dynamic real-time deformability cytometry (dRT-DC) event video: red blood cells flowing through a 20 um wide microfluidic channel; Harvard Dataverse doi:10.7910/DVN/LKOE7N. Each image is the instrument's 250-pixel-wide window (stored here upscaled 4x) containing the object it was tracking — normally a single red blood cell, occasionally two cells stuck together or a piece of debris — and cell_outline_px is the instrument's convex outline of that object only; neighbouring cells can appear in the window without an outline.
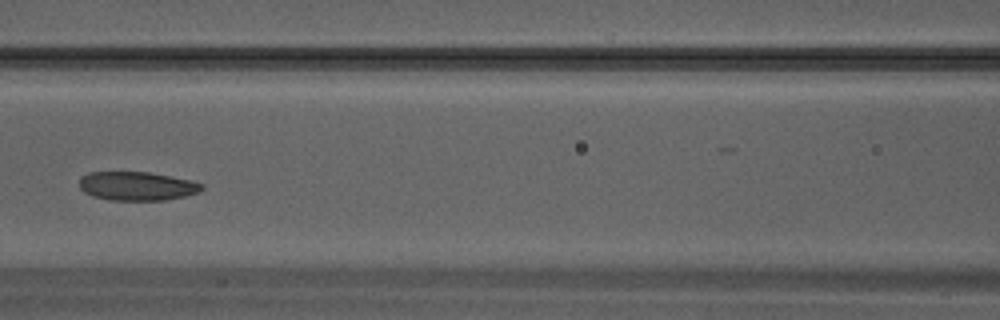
{"species": "Egyptian fruit bat (a non-hibernating species)", "species_latin": "Rousettus aegyptiacus", "temperature_condition": "warm", "stored_images_in_passage": 32, "camera_frame_rate_fps": 3000, "um_per_image_px": 0.085, "animal": {"sex": "male"}, "frame": {"image": 1, "passage_image": 14, "time_ms": 4.333, "image_size_px": [1000, 320], "cell_outline_px": [[204, 188], [200, 192], [184, 196], [164, 200], [108, 200], [92, 196], [84, 192], [80, 188], [80, 180], [88, 172], [148, 172], [188, 180], [204, 184]], "centroid_in_image_um": [11.64, 15.82], "position_along_channel_um": 155.0, "area_um2": 20.4}}
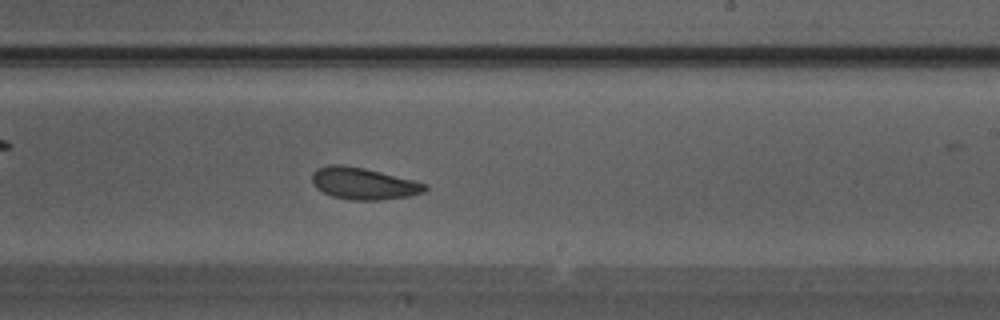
{"frame": {"image": 2, "passage_image": 19, "time_ms": 6.0, "image_size_px": [1000, 320], "cell_outline_px": [[428, 188], [424, 192], [408, 196], [380, 200], [352, 200], [332, 196], [316, 188], [312, 184], [312, 172], [316, 168], [328, 164], [340, 164], [364, 168], [428, 184]], "centroid_in_image_um": [30.86, 15.59], "position_along_channel_um": 258.1, "area_um2": 20.92}}